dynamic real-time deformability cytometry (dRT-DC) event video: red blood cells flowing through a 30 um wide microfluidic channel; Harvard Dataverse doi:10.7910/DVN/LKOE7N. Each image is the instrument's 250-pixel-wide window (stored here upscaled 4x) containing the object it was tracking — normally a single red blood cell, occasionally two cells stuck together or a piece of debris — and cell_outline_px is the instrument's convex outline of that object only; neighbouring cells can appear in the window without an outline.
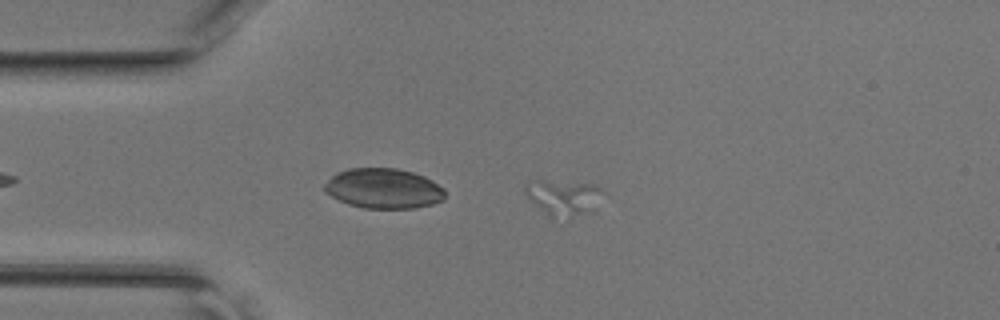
{"species": "common noctule bat (a hibernating species)", "species_latin": "Nyctalus noctula", "temperature_condition": "room temperature", "stored_images_in_passage": 9, "segment_of_instrument_passage": [1, 2], "camera_frame_rate_fps": 3000, "um_per_image_px": 0.085, "animal": {"sex": "female", "body_mass_g": 17.0, "forearm_length_mm": 48.0}, "frame": {"image": 1, "passage_image": 3, "time_ms": 0.667, "image_size_px": [1000, 320], "cell_outline_px": [[604, 192], [568, 220], [552, 220], [524, 192], [524, 184], [532, 180], [544, 180], [592, 184], [600, 188]], "centroid_in_image_um": [47.71, 16.76], "position_along_channel_um": 37.3, "area_um2": 15.2}}